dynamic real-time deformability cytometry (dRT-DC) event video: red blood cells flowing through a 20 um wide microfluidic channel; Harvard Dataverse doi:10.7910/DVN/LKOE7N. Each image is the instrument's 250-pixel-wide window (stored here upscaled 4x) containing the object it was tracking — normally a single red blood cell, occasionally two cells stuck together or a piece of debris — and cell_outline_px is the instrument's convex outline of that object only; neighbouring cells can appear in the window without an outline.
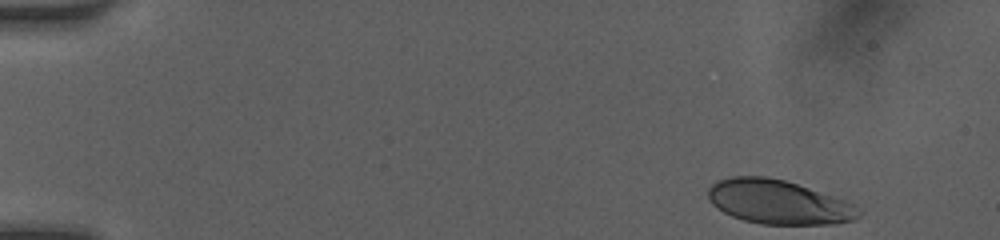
{"species": "human", "species_latin": "Homo sapiens", "temperature_condition": "room temperature", "stored_images_in_passage": 46, "camera_frame_rate_fps": 3000, "um_per_image_px": 0.085, "donor": {"sex": "female"}, "frame": {"image": 1, "passage_image": 1, "time_ms": 0.0, "image_size_px": [1000, 240], "cell_outline_px": [[864, 212], [856, 220], [836, 224], [760, 224], [744, 220], [732, 216], [716, 208], [712, 204], [708, 196], [708, 188], [716, 180], [732, 176], [768, 176], [784, 180], [844, 200], [852, 204]], "centroid_in_image_um": [66.16, 17.18], "position_along_channel_um": 18.8, "area_um2": 38.73}}
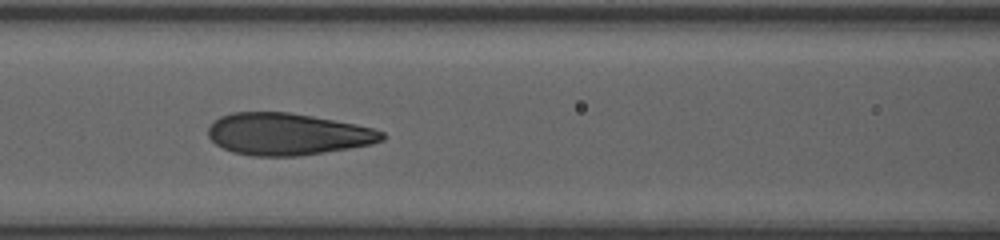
{"frame": {"image": 2, "passage_image": 19, "time_ms": 6.0, "image_size_px": [1000, 240], "cell_outline_px": [[384, 140], [372, 144], [324, 152], [296, 156], [252, 156], [232, 152], [216, 144], [208, 136], [208, 128], [220, 116], [232, 112], [288, 112], [312, 116], [356, 124], [372, 128], [384, 132]], "centroid_in_image_um": [24.43, 11.4], "position_along_channel_um": 142.2, "area_um2": 42.31}}
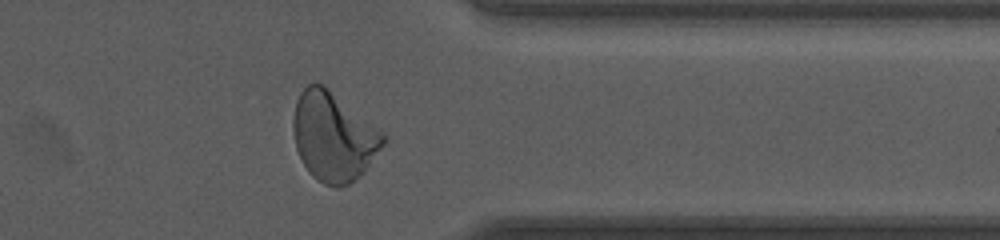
{"frame": {"image": 3, "passage_image": 37, "time_ms": 12.0, "image_size_px": [1000, 240], "cell_outline_px": [[388, 140], [368, 164], [348, 184], [340, 188], [336, 188], [324, 184], [312, 176], [308, 172], [296, 148], [292, 128], [292, 120], [296, 100], [300, 92], [308, 84], [324, 84], [384, 132], [388, 136]], "centroid_in_image_um": [28.33, 11.58], "position_along_channel_um": 383.1, "area_um2": 46.47}, "authors_computed_cell_mechanics": {"area_um2": 42.6564, "velocity_mm_per_s": 4.1116, "shape_relaxation_time_tau1_ms": 3.9529, "shape_relaxation_time_tau2_ms": null, "deformation_change_tau1": 0.1701, "deformation_change_tau2": null}}